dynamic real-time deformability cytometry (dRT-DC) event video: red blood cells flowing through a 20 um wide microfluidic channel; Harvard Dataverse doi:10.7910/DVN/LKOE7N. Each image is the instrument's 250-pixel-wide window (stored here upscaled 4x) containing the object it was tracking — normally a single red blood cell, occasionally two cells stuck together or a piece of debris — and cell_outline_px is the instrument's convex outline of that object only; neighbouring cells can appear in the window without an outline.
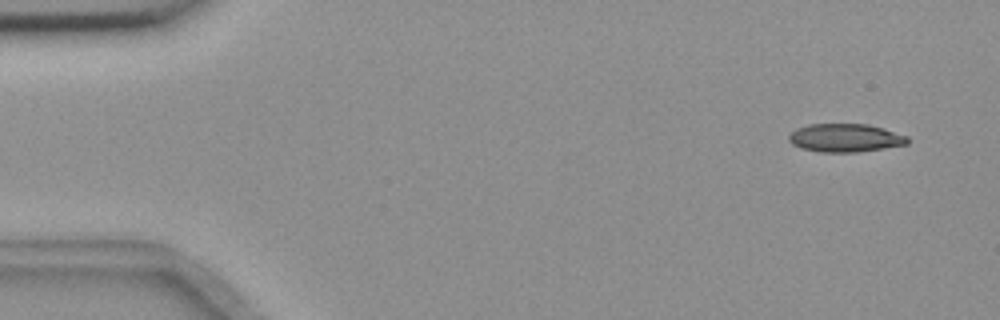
{"species": "common noctule bat (a hibernating species)", "species_latin": "Nyctalus noctula", "temperature_condition": "room temperature", "stored_images_in_passage": 6, "camera_frame_rate_fps": 3000, "um_per_image_px": 0.085, "animal": {"sex": "female", "body_mass_g": 18.4}, "frame": {"image": 1, "passage_image": 1, "time_ms": 0.0, "image_size_px": [1000, 320], "cell_outline_px": [[908, 144], [860, 152], [820, 152], [800, 148], [792, 144], [788, 140], [788, 136], [796, 128], [808, 124], [868, 124], [884, 128], [908, 136]], "centroid_in_image_um": [71.84, 11.72], "position_along_channel_um": 13.2, "area_um2": 19.71}}